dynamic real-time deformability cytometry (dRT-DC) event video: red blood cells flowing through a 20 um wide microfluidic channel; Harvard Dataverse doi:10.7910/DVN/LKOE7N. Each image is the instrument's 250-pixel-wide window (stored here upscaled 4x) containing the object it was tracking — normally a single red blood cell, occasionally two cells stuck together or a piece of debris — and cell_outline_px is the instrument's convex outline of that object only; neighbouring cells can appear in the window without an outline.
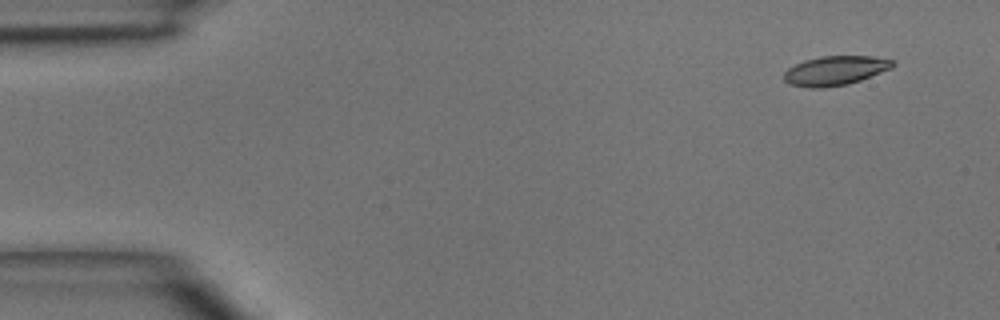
{"species": "common noctule bat (a hibernating species)", "species_latin": "Nyctalus noctula", "temperature_condition": "room temperature", "stored_images_in_passage": 4, "segment_of_instrument_passage": [2, 2], "camera_frame_rate_fps": 3000, "um_per_image_px": 0.085, "animal": {"sex": "male", "body_mass_g": 15.6}, "frame": {"image": 1, "passage_image": 4, "time_ms": 3.333, "image_size_px": [1000, 320], "cell_outline_px": [[896, 64], [892, 68], [860, 80], [848, 84], [824, 88], [808, 88], [788, 84], [784, 80], [784, 72], [788, 68], [804, 60], [820, 56], [872, 56], [892, 60]], "centroid_in_image_um": [70.97, 6.01], "position_along_channel_um": 14.0, "area_um2": 18.67}}